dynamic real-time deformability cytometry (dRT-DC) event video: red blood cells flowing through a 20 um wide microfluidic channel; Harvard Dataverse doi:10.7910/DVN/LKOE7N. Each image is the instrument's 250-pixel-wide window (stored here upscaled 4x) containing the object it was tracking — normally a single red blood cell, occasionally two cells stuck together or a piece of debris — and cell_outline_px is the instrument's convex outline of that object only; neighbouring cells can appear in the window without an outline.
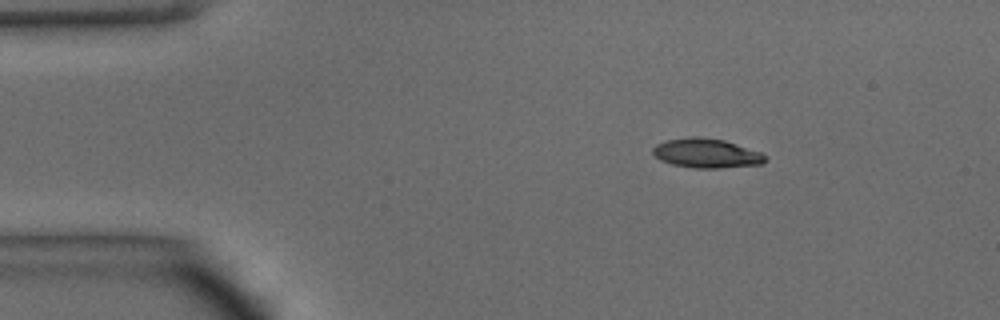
{"species": "common noctule bat (a hibernating species)", "species_latin": "Nyctalus noctula", "temperature_condition": "warm", "stored_images_in_passage": 42, "camera_frame_rate_fps": 3000, "um_per_image_px": 0.085, "animal": {"sex": "male", "body_mass_g": 15.6}, "frame": {"image": 1, "passage_image": 1, "time_ms": 0.0, "image_size_px": [1000, 320], "cell_outline_px": [[768, 156], [764, 164], [720, 168], [692, 168], [672, 164], [660, 160], [652, 152], [652, 148], [656, 144], [664, 140], [692, 136], [696, 136], [724, 140], [760, 152]], "centroid_in_image_um": [60.04, 13.03], "position_along_channel_um": 25.0, "area_um2": 19.36}}
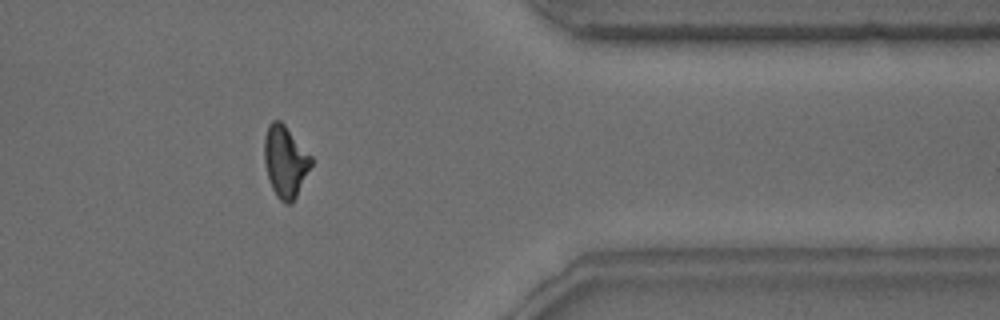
{"frame": {"image": 2, "passage_image": 33, "time_ms": 10.667, "image_size_px": [1000, 320], "cell_outline_px": [[312, 164], [296, 196], [288, 204], [280, 200], [276, 196], [272, 188], [268, 176], [264, 160], [264, 136], [268, 124], [272, 120], [280, 120], [284, 124], [312, 156]], "centroid_in_image_um": [24.23, 13.68], "position_along_channel_um": 387.2, "area_um2": 19.36}}
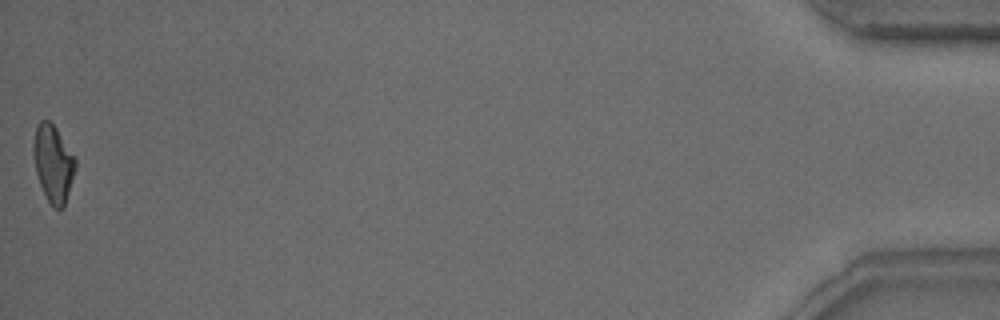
{"frame": {"image": 3, "passage_image": 42, "time_ms": 13.667, "image_size_px": [1000, 320], "cell_outline_px": [[76, 168], [64, 208], [56, 208], [48, 200], [40, 184], [36, 172], [32, 152], [32, 144], [36, 124], [40, 120], [48, 120], [56, 128], [76, 160]], "centroid_in_image_um": [4.5, 13.87], "position_along_channel_um": 430.7, "area_um2": 18.73}, "authors_computed_cell_mechanics": {"area_um2": 19.2763, "velocity_mm_per_s": 4.1498, "shape_relaxation_time_tau1_ms": 4.9986, "shape_relaxation_time_tau2_ms": 2.4813, "deformation_change_tau1": 0.187, "deformation_change_tau2": 0.1012}}